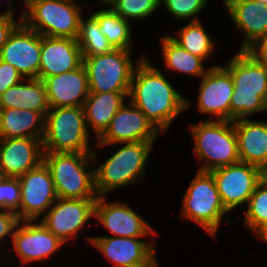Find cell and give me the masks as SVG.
Listing matches in <instances>:
<instances>
[{
  "label": "cell",
  "mask_w": 267,
  "mask_h": 267,
  "mask_svg": "<svg viewBox=\"0 0 267 267\" xmlns=\"http://www.w3.org/2000/svg\"><path fill=\"white\" fill-rule=\"evenodd\" d=\"M144 55L134 69L128 98L159 132H166L173 120L192 104L185 99Z\"/></svg>",
  "instance_id": "1"
},
{
  "label": "cell",
  "mask_w": 267,
  "mask_h": 267,
  "mask_svg": "<svg viewBox=\"0 0 267 267\" xmlns=\"http://www.w3.org/2000/svg\"><path fill=\"white\" fill-rule=\"evenodd\" d=\"M227 64L234 83L230 121L267 112V65L249 50H238Z\"/></svg>",
  "instance_id": "2"
},
{
  "label": "cell",
  "mask_w": 267,
  "mask_h": 267,
  "mask_svg": "<svg viewBox=\"0 0 267 267\" xmlns=\"http://www.w3.org/2000/svg\"><path fill=\"white\" fill-rule=\"evenodd\" d=\"M96 156L94 151L92 153L44 152L43 162L50 170L59 198H98L94 169L91 170L93 162H98Z\"/></svg>",
  "instance_id": "3"
},
{
  "label": "cell",
  "mask_w": 267,
  "mask_h": 267,
  "mask_svg": "<svg viewBox=\"0 0 267 267\" xmlns=\"http://www.w3.org/2000/svg\"><path fill=\"white\" fill-rule=\"evenodd\" d=\"M153 143L143 141L117 143L124 144V146L104 163L98 164L94 170L98 196H106V193L114 191L115 188L144 180L145 165Z\"/></svg>",
  "instance_id": "4"
},
{
  "label": "cell",
  "mask_w": 267,
  "mask_h": 267,
  "mask_svg": "<svg viewBox=\"0 0 267 267\" xmlns=\"http://www.w3.org/2000/svg\"><path fill=\"white\" fill-rule=\"evenodd\" d=\"M83 106L50 108L45 116L44 152L92 153Z\"/></svg>",
  "instance_id": "5"
},
{
  "label": "cell",
  "mask_w": 267,
  "mask_h": 267,
  "mask_svg": "<svg viewBox=\"0 0 267 267\" xmlns=\"http://www.w3.org/2000/svg\"><path fill=\"white\" fill-rule=\"evenodd\" d=\"M189 128L197 160L206 162L199 171H211L240 162L233 121L206 120Z\"/></svg>",
  "instance_id": "6"
},
{
  "label": "cell",
  "mask_w": 267,
  "mask_h": 267,
  "mask_svg": "<svg viewBox=\"0 0 267 267\" xmlns=\"http://www.w3.org/2000/svg\"><path fill=\"white\" fill-rule=\"evenodd\" d=\"M74 0H25V11L21 22L31 30L47 37H68L79 35L81 5Z\"/></svg>",
  "instance_id": "7"
},
{
  "label": "cell",
  "mask_w": 267,
  "mask_h": 267,
  "mask_svg": "<svg viewBox=\"0 0 267 267\" xmlns=\"http://www.w3.org/2000/svg\"><path fill=\"white\" fill-rule=\"evenodd\" d=\"M182 202V218L193 221L216 237L223 216L228 211L221 202L216 181L210 171L197 172Z\"/></svg>",
  "instance_id": "8"
},
{
  "label": "cell",
  "mask_w": 267,
  "mask_h": 267,
  "mask_svg": "<svg viewBox=\"0 0 267 267\" xmlns=\"http://www.w3.org/2000/svg\"><path fill=\"white\" fill-rule=\"evenodd\" d=\"M130 50L113 49L95 56H82L90 93L129 92L134 73Z\"/></svg>",
  "instance_id": "9"
},
{
  "label": "cell",
  "mask_w": 267,
  "mask_h": 267,
  "mask_svg": "<svg viewBox=\"0 0 267 267\" xmlns=\"http://www.w3.org/2000/svg\"><path fill=\"white\" fill-rule=\"evenodd\" d=\"M216 181L221 202L228 212L247 204L257 184L261 181V169L238 162L210 171Z\"/></svg>",
  "instance_id": "10"
},
{
  "label": "cell",
  "mask_w": 267,
  "mask_h": 267,
  "mask_svg": "<svg viewBox=\"0 0 267 267\" xmlns=\"http://www.w3.org/2000/svg\"><path fill=\"white\" fill-rule=\"evenodd\" d=\"M20 221H36L58 198L49 168L42 162L19 177Z\"/></svg>",
  "instance_id": "11"
},
{
  "label": "cell",
  "mask_w": 267,
  "mask_h": 267,
  "mask_svg": "<svg viewBox=\"0 0 267 267\" xmlns=\"http://www.w3.org/2000/svg\"><path fill=\"white\" fill-rule=\"evenodd\" d=\"M57 202V203H56ZM96 199L57 198L40 221L50 232L66 244L77 236L87 222L95 217ZM76 235V236H75Z\"/></svg>",
  "instance_id": "12"
},
{
  "label": "cell",
  "mask_w": 267,
  "mask_h": 267,
  "mask_svg": "<svg viewBox=\"0 0 267 267\" xmlns=\"http://www.w3.org/2000/svg\"><path fill=\"white\" fill-rule=\"evenodd\" d=\"M117 111L108 128L98 138L97 146L105 147L116 143L154 142L160 133L145 114L129 101Z\"/></svg>",
  "instance_id": "13"
},
{
  "label": "cell",
  "mask_w": 267,
  "mask_h": 267,
  "mask_svg": "<svg viewBox=\"0 0 267 267\" xmlns=\"http://www.w3.org/2000/svg\"><path fill=\"white\" fill-rule=\"evenodd\" d=\"M117 267H158L153 241L131 237H87Z\"/></svg>",
  "instance_id": "14"
},
{
  "label": "cell",
  "mask_w": 267,
  "mask_h": 267,
  "mask_svg": "<svg viewBox=\"0 0 267 267\" xmlns=\"http://www.w3.org/2000/svg\"><path fill=\"white\" fill-rule=\"evenodd\" d=\"M41 35L22 22L9 35L0 51V60L11 64L27 78H39Z\"/></svg>",
  "instance_id": "15"
},
{
  "label": "cell",
  "mask_w": 267,
  "mask_h": 267,
  "mask_svg": "<svg viewBox=\"0 0 267 267\" xmlns=\"http://www.w3.org/2000/svg\"><path fill=\"white\" fill-rule=\"evenodd\" d=\"M198 93V110L218 120L230 121V103L234 91L231 74L224 66H210L202 77Z\"/></svg>",
  "instance_id": "16"
},
{
  "label": "cell",
  "mask_w": 267,
  "mask_h": 267,
  "mask_svg": "<svg viewBox=\"0 0 267 267\" xmlns=\"http://www.w3.org/2000/svg\"><path fill=\"white\" fill-rule=\"evenodd\" d=\"M35 222L20 221L11 238L14 251L23 264L48 259L64 245L41 222Z\"/></svg>",
  "instance_id": "17"
},
{
  "label": "cell",
  "mask_w": 267,
  "mask_h": 267,
  "mask_svg": "<svg viewBox=\"0 0 267 267\" xmlns=\"http://www.w3.org/2000/svg\"><path fill=\"white\" fill-rule=\"evenodd\" d=\"M107 200L106 196H98L94 218L116 237L140 238L156 233L128 204L118 201L107 203Z\"/></svg>",
  "instance_id": "18"
},
{
  "label": "cell",
  "mask_w": 267,
  "mask_h": 267,
  "mask_svg": "<svg viewBox=\"0 0 267 267\" xmlns=\"http://www.w3.org/2000/svg\"><path fill=\"white\" fill-rule=\"evenodd\" d=\"M43 143L35 138H0V172L19 178L43 162Z\"/></svg>",
  "instance_id": "19"
},
{
  "label": "cell",
  "mask_w": 267,
  "mask_h": 267,
  "mask_svg": "<svg viewBox=\"0 0 267 267\" xmlns=\"http://www.w3.org/2000/svg\"><path fill=\"white\" fill-rule=\"evenodd\" d=\"M83 64L77 39L41 35L39 79L59 75L79 68Z\"/></svg>",
  "instance_id": "20"
},
{
  "label": "cell",
  "mask_w": 267,
  "mask_h": 267,
  "mask_svg": "<svg viewBox=\"0 0 267 267\" xmlns=\"http://www.w3.org/2000/svg\"><path fill=\"white\" fill-rule=\"evenodd\" d=\"M50 108L83 106L90 94L83 64L75 69L43 80Z\"/></svg>",
  "instance_id": "21"
},
{
  "label": "cell",
  "mask_w": 267,
  "mask_h": 267,
  "mask_svg": "<svg viewBox=\"0 0 267 267\" xmlns=\"http://www.w3.org/2000/svg\"><path fill=\"white\" fill-rule=\"evenodd\" d=\"M233 25L244 34L240 50H249L267 33V6L260 0H235L226 7Z\"/></svg>",
  "instance_id": "22"
},
{
  "label": "cell",
  "mask_w": 267,
  "mask_h": 267,
  "mask_svg": "<svg viewBox=\"0 0 267 267\" xmlns=\"http://www.w3.org/2000/svg\"><path fill=\"white\" fill-rule=\"evenodd\" d=\"M233 123L240 161L262 170L267 165V123L248 118Z\"/></svg>",
  "instance_id": "23"
},
{
  "label": "cell",
  "mask_w": 267,
  "mask_h": 267,
  "mask_svg": "<svg viewBox=\"0 0 267 267\" xmlns=\"http://www.w3.org/2000/svg\"><path fill=\"white\" fill-rule=\"evenodd\" d=\"M25 80L27 84H22L21 81L0 95V109H28L41 112L46 116L50 107L44 82L39 78H27Z\"/></svg>",
  "instance_id": "24"
},
{
  "label": "cell",
  "mask_w": 267,
  "mask_h": 267,
  "mask_svg": "<svg viewBox=\"0 0 267 267\" xmlns=\"http://www.w3.org/2000/svg\"><path fill=\"white\" fill-rule=\"evenodd\" d=\"M45 116L41 112L16 108L0 109V138H35L43 140Z\"/></svg>",
  "instance_id": "25"
},
{
  "label": "cell",
  "mask_w": 267,
  "mask_h": 267,
  "mask_svg": "<svg viewBox=\"0 0 267 267\" xmlns=\"http://www.w3.org/2000/svg\"><path fill=\"white\" fill-rule=\"evenodd\" d=\"M129 92L90 93L83 108L87 128L89 125L98 139L108 128L112 118L125 103ZM89 123V124H88Z\"/></svg>",
  "instance_id": "26"
},
{
  "label": "cell",
  "mask_w": 267,
  "mask_h": 267,
  "mask_svg": "<svg viewBox=\"0 0 267 267\" xmlns=\"http://www.w3.org/2000/svg\"><path fill=\"white\" fill-rule=\"evenodd\" d=\"M162 53L165 61V71L167 69L180 73L190 74L202 78L208 69L204 68V59L191 54L176 43L171 36L161 38Z\"/></svg>",
  "instance_id": "27"
},
{
  "label": "cell",
  "mask_w": 267,
  "mask_h": 267,
  "mask_svg": "<svg viewBox=\"0 0 267 267\" xmlns=\"http://www.w3.org/2000/svg\"><path fill=\"white\" fill-rule=\"evenodd\" d=\"M92 15L98 20L100 31L113 49H131V22L116 14L111 8L98 10Z\"/></svg>",
  "instance_id": "28"
},
{
  "label": "cell",
  "mask_w": 267,
  "mask_h": 267,
  "mask_svg": "<svg viewBox=\"0 0 267 267\" xmlns=\"http://www.w3.org/2000/svg\"><path fill=\"white\" fill-rule=\"evenodd\" d=\"M177 33L178 37L171 38L191 54L206 60L214 52V43L200 20L190 21Z\"/></svg>",
  "instance_id": "29"
},
{
  "label": "cell",
  "mask_w": 267,
  "mask_h": 267,
  "mask_svg": "<svg viewBox=\"0 0 267 267\" xmlns=\"http://www.w3.org/2000/svg\"><path fill=\"white\" fill-rule=\"evenodd\" d=\"M83 18L81 16L77 38L82 56H95L111 52L113 47L100 31L98 20L92 14L85 21Z\"/></svg>",
  "instance_id": "30"
},
{
  "label": "cell",
  "mask_w": 267,
  "mask_h": 267,
  "mask_svg": "<svg viewBox=\"0 0 267 267\" xmlns=\"http://www.w3.org/2000/svg\"><path fill=\"white\" fill-rule=\"evenodd\" d=\"M247 206L245 225L258 236L267 227V184L262 180L250 196Z\"/></svg>",
  "instance_id": "31"
},
{
  "label": "cell",
  "mask_w": 267,
  "mask_h": 267,
  "mask_svg": "<svg viewBox=\"0 0 267 267\" xmlns=\"http://www.w3.org/2000/svg\"><path fill=\"white\" fill-rule=\"evenodd\" d=\"M109 7L125 20H145L160 7V0H115Z\"/></svg>",
  "instance_id": "32"
},
{
  "label": "cell",
  "mask_w": 267,
  "mask_h": 267,
  "mask_svg": "<svg viewBox=\"0 0 267 267\" xmlns=\"http://www.w3.org/2000/svg\"><path fill=\"white\" fill-rule=\"evenodd\" d=\"M206 3L207 0H160V6L165 7L174 18L191 19L195 16L191 22L199 21L196 15L198 16L202 12Z\"/></svg>",
  "instance_id": "33"
},
{
  "label": "cell",
  "mask_w": 267,
  "mask_h": 267,
  "mask_svg": "<svg viewBox=\"0 0 267 267\" xmlns=\"http://www.w3.org/2000/svg\"><path fill=\"white\" fill-rule=\"evenodd\" d=\"M20 183L19 178L0 179V210L15 212L19 218Z\"/></svg>",
  "instance_id": "34"
},
{
  "label": "cell",
  "mask_w": 267,
  "mask_h": 267,
  "mask_svg": "<svg viewBox=\"0 0 267 267\" xmlns=\"http://www.w3.org/2000/svg\"><path fill=\"white\" fill-rule=\"evenodd\" d=\"M25 79L15 67L0 60V95Z\"/></svg>",
  "instance_id": "35"
},
{
  "label": "cell",
  "mask_w": 267,
  "mask_h": 267,
  "mask_svg": "<svg viewBox=\"0 0 267 267\" xmlns=\"http://www.w3.org/2000/svg\"><path fill=\"white\" fill-rule=\"evenodd\" d=\"M13 15L11 3L6 12H0V51L7 42L9 35L21 23V17L17 20L18 22H16Z\"/></svg>",
  "instance_id": "36"
},
{
  "label": "cell",
  "mask_w": 267,
  "mask_h": 267,
  "mask_svg": "<svg viewBox=\"0 0 267 267\" xmlns=\"http://www.w3.org/2000/svg\"><path fill=\"white\" fill-rule=\"evenodd\" d=\"M20 222L18 215L15 212L0 210V241L10 235L13 236L15 228Z\"/></svg>",
  "instance_id": "37"
},
{
  "label": "cell",
  "mask_w": 267,
  "mask_h": 267,
  "mask_svg": "<svg viewBox=\"0 0 267 267\" xmlns=\"http://www.w3.org/2000/svg\"><path fill=\"white\" fill-rule=\"evenodd\" d=\"M263 64L267 65V42H257L249 49Z\"/></svg>",
  "instance_id": "38"
},
{
  "label": "cell",
  "mask_w": 267,
  "mask_h": 267,
  "mask_svg": "<svg viewBox=\"0 0 267 267\" xmlns=\"http://www.w3.org/2000/svg\"><path fill=\"white\" fill-rule=\"evenodd\" d=\"M261 180L267 184V165L261 170Z\"/></svg>",
  "instance_id": "39"
},
{
  "label": "cell",
  "mask_w": 267,
  "mask_h": 267,
  "mask_svg": "<svg viewBox=\"0 0 267 267\" xmlns=\"http://www.w3.org/2000/svg\"><path fill=\"white\" fill-rule=\"evenodd\" d=\"M258 238L267 242V227L258 235Z\"/></svg>",
  "instance_id": "40"
},
{
  "label": "cell",
  "mask_w": 267,
  "mask_h": 267,
  "mask_svg": "<svg viewBox=\"0 0 267 267\" xmlns=\"http://www.w3.org/2000/svg\"><path fill=\"white\" fill-rule=\"evenodd\" d=\"M114 1L115 0H100V2L103 3V4H105V5H110Z\"/></svg>",
  "instance_id": "41"
},
{
  "label": "cell",
  "mask_w": 267,
  "mask_h": 267,
  "mask_svg": "<svg viewBox=\"0 0 267 267\" xmlns=\"http://www.w3.org/2000/svg\"><path fill=\"white\" fill-rule=\"evenodd\" d=\"M222 1H223V5H225V8H226L229 4H231L235 0H222Z\"/></svg>",
  "instance_id": "42"
},
{
  "label": "cell",
  "mask_w": 267,
  "mask_h": 267,
  "mask_svg": "<svg viewBox=\"0 0 267 267\" xmlns=\"http://www.w3.org/2000/svg\"><path fill=\"white\" fill-rule=\"evenodd\" d=\"M258 42H267V33H266V35H265L262 39H260Z\"/></svg>",
  "instance_id": "43"
},
{
  "label": "cell",
  "mask_w": 267,
  "mask_h": 267,
  "mask_svg": "<svg viewBox=\"0 0 267 267\" xmlns=\"http://www.w3.org/2000/svg\"><path fill=\"white\" fill-rule=\"evenodd\" d=\"M260 1H262L267 6V0H260Z\"/></svg>",
  "instance_id": "44"
}]
</instances>
